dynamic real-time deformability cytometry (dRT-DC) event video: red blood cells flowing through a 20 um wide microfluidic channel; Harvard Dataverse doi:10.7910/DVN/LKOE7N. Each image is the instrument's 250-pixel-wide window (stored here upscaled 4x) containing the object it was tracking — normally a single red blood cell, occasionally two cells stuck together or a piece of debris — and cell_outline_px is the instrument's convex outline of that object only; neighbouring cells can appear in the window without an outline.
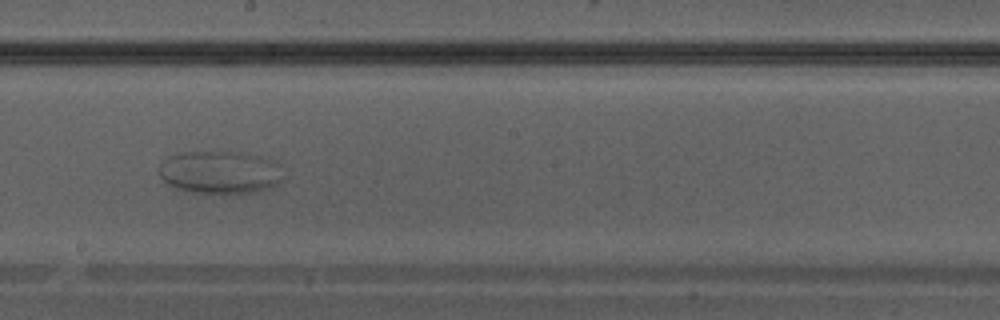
{"species": "Egyptian fruit bat (a non-hibernating species)", "species_latin": "Rousettus aegyptiacus", "temperature_condition": "warm", "stored_images_in_passage": 34, "camera_frame_rate_fps": 3000, "um_per_image_px": 0.085, "animal": {"sex": "male"}, "frame": {"image": 1, "passage_image": 20, "time_ms": 6.333, "image_size_px": [1000, 320], "cell_outline_px": [[280, 180], [276, 184], [252, 192], [220, 196], [184, 192], [168, 184], [160, 176], [160, 164], [168, 156], [176, 152], [240, 152], [260, 156], [276, 160]], "centroid_in_image_um": [18.61, 14.67], "position_along_channel_um": 229.6, "area_um2": 31.44}}